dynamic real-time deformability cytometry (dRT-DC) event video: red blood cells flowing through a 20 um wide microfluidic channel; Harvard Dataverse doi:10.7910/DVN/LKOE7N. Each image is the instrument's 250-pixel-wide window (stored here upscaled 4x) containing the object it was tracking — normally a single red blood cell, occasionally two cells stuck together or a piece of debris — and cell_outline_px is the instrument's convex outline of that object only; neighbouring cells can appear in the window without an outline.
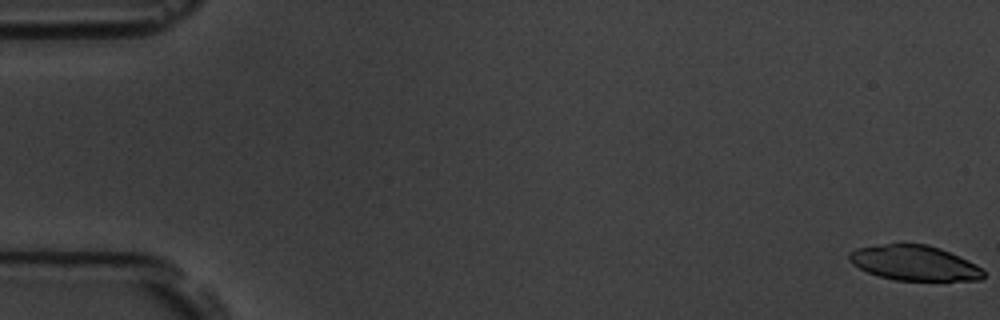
{"species": "common noctule bat (a hibernating species)", "species_latin": "Nyctalus noctula", "temperature_condition": "room temperature", "stored_images_in_passage": 58, "camera_frame_rate_fps": 3000, "um_per_image_px": 0.085, "animal": {"sex": "male", "body_mass_g": 19.5, "forearm_length_mm": 54.6}, "frame": {"image": 1, "passage_image": 1, "time_ms": 0.0, "image_size_px": [1000, 320], "cell_outline_px": [[984, 276], [980, 280], [896, 280], [880, 276], [868, 272], [852, 264], [848, 260], [848, 252], [856, 248], [884, 244], [928, 244], [940, 248], [968, 260], [976, 264], [984, 272]], "centroid_in_image_um": [77.7, 22.34], "position_along_channel_um": 7.3, "area_um2": 27.28}}
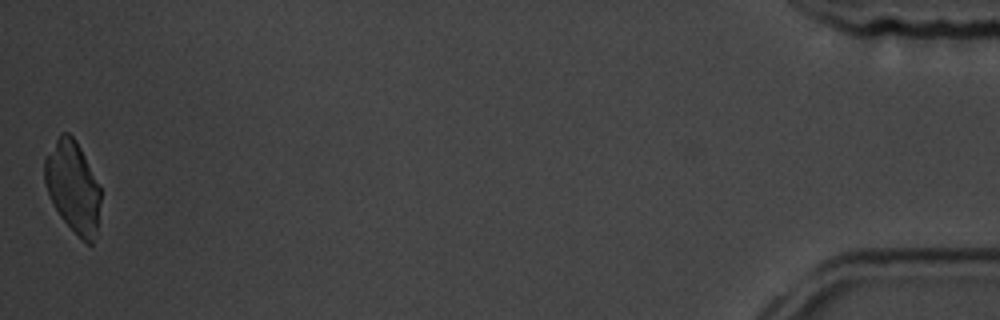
{"frame": {"image": 2, "passage_image": 58, "time_ms": 19.0, "image_size_px": [1000, 320], "cell_outline_px": [[100, 200], [96, 228], [92, 244], [88, 244], [60, 216], [48, 192], [44, 180], [44, 160], [60, 132], [68, 132], [76, 140], [100, 188]], "centroid_in_image_um": [6.17, 15.82], "position_along_channel_um": 429.0, "area_um2": 28.84}}